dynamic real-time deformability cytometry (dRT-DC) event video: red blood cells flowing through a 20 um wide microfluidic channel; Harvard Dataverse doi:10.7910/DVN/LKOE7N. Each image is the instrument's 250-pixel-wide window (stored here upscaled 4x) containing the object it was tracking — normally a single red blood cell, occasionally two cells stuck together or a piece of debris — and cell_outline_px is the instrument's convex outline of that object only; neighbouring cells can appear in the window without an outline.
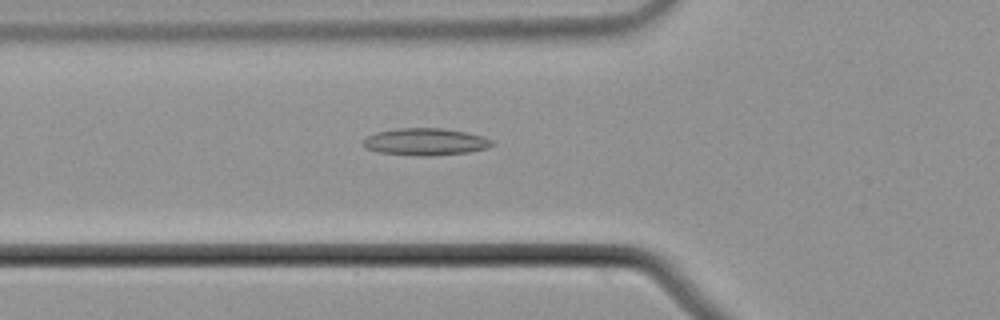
{"species": "common noctule bat (a hibernating species)", "species_latin": "Nyctalus noctula", "temperature_condition": "cold", "stored_images_in_passage": 55, "camera_frame_rate_fps": 3000, "um_per_image_px": 0.085, "animal": {"sex": "male", "body_mass_g": 21.5, "forearm_length_mm": 52.0}, "frame": {"image": 1, "passage_image": 20, "time_ms": 6.333, "image_size_px": [1000, 320], "cell_outline_px": [[492, 144], [488, 148], [468, 152], [432, 156], [420, 156], [380, 152], [364, 148], [364, 140], [368, 136], [376, 132], [396, 128], [444, 128], [468, 132], [484, 136], [492, 140]], "centroid_in_image_um": [36.19, 12.04], "position_along_channel_um": 89.6, "area_um2": 20.4}}
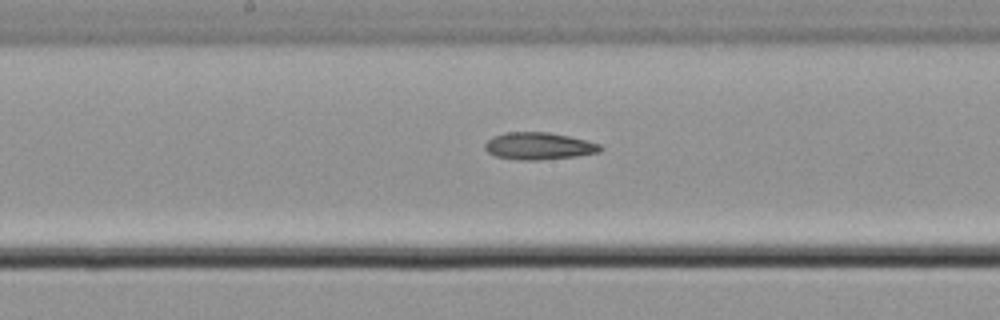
{"frame": {"image": 2, "passage_image": 29, "time_ms": 9.333, "image_size_px": [1000, 320], "cell_outline_px": [[604, 148], [600, 152], [576, 156], [536, 160], [520, 160], [496, 156], [488, 152], [484, 148], [484, 144], [492, 136], [504, 132], [548, 132], [568, 136], [600, 144]], "centroid_in_image_um": [45.78, 12.41], "position_along_channel_um": 202.4, "area_um2": 18.21}}
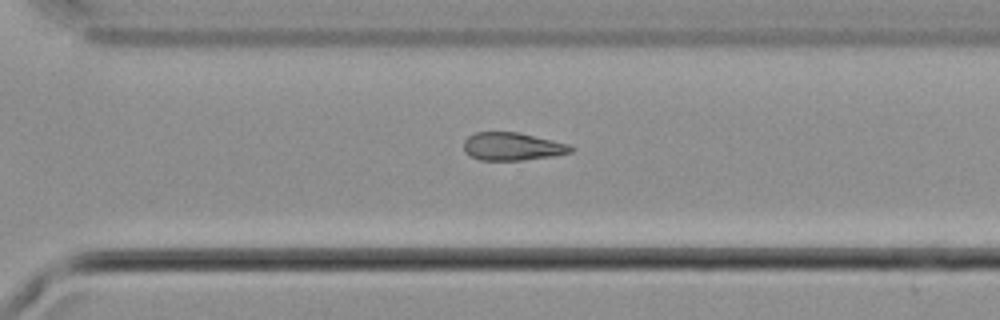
{"frame": {"image": 3, "passage_image": 39, "time_ms": 12.667, "image_size_px": [1000, 320], "cell_outline_px": [[576, 148], [572, 152], [552, 156], [524, 160], [480, 160], [464, 152], [464, 140], [468, 136], [476, 132], [520, 132], [568, 144]], "centroid_in_image_um": [43.55, 12.45], "position_along_channel_um": 327.0, "area_um2": 17.46}, "authors_computed_cell_mechanics": {"area_um2": 18.2648, "velocity_mm_per_s": 3.7378, "shape_relaxation_time_tau1_ms": null, "shape_relaxation_time_tau2_ms": 6.2337, "deformation_change_tau1": null, "deformation_change_tau2": 0.1548}}